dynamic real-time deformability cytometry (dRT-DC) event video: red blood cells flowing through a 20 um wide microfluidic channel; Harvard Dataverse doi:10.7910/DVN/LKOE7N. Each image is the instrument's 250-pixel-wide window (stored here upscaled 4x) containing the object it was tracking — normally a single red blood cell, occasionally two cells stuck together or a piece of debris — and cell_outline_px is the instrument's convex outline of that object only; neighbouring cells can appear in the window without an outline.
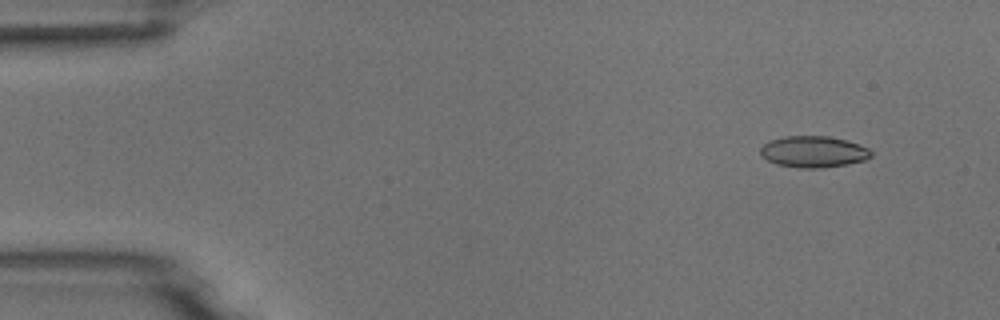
{"species": "common noctule bat (a hibernating species)", "species_latin": "Nyctalus noctula", "temperature_condition": "room temperature", "stored_images_in_passage": 5, "camera_frame_rate_fps": 3000, "um_per_image_px": 0.085, "animal": {"sex": "male", "body_mass_g": 18.8}, "frame": {"image": 1, "passage_image": 2, "time_ms": 0.333, "image_size_px": [1000, 320], "cell_outline_px": [[872, 156], [864, 160], [848, 164], [824, 168], [800, 168], [776, 164], [760, 156], [760, 148], [768, 140], [784, 136], [828, 136], [848, 140], [868, 148], [872, 152]], "centroid_in_image_um": [69.13, 12.89], "position_along_channel_um": 15.9, "area_um2": 20.46}}
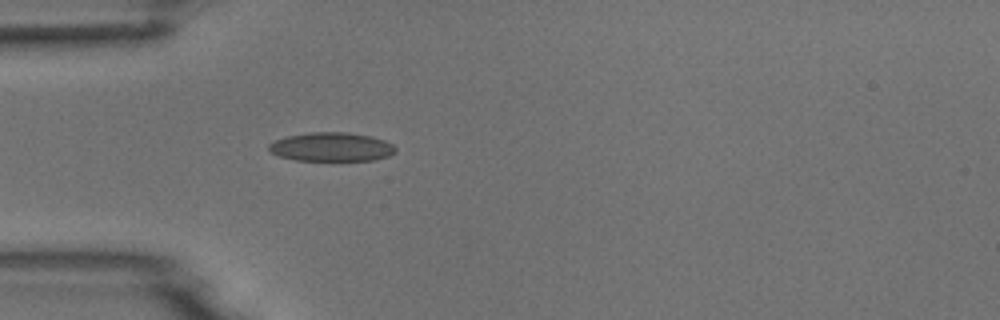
{"frame": {"image": 2, "passage_image": 5, "time_ms": 1.333, "image_size_px": [1000, 320], "cell_outline_px": [[396, 152], [388, 156], [376, 160], [296, 160], [280, 156], [272, 152], [268, 148], [268, 144], [276, 140], [288, 136], [308, 132], [348, 132], [372, 136], [384, 140], [392, 144], [396, 148]], "centroid_in_image_um": [28.21, 12.48], "position_along_channel_um": 56.8, "area_um2": 21.27}}